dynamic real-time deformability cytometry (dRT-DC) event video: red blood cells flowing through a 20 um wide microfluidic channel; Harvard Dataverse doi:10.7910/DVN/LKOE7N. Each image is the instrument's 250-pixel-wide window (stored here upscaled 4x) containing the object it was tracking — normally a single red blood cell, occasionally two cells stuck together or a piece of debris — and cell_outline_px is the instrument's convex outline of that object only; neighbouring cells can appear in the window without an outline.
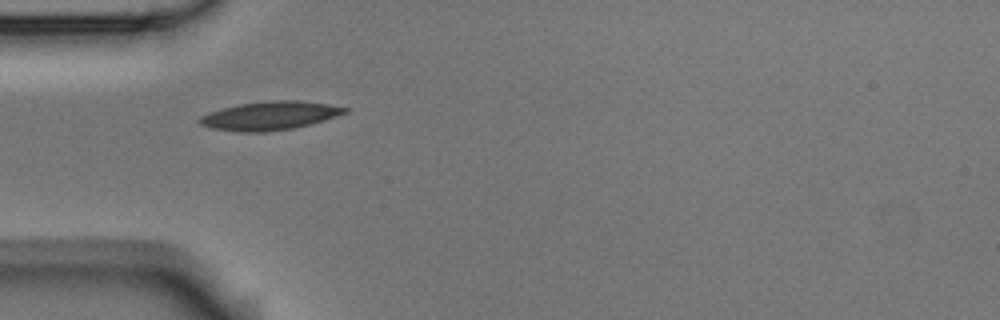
{"species": "Egyptian fruit bat (a non-hibernating species)", "species_latin": "Rousettus aegyptiacus", "temperature_condition": "room temperature", "stored_images_in_passage": 40, "camera_frame_rate_fps": 3000, "um_per_image_px": 0.085, "animal": {"sex": "male"}, "frame": {"image": 1, "passage_image": 1, "time_ms": 0.0, "image_size_px": [1000, 320], "cell_outline_px": [[348, 112], [336, 116], [308, 124], [292, 128], [264, 132], [240, 132], [212, 128], [200, 124], [196, 120], [200, 116], [208, 112], [240, 104], [268, 100], [300, 100], [328, 104], [348, 108]], "centroid_in_image_um": [22.9, 9.83], "position_along_channel_um": 62.1, "area_um2": 23.99}}
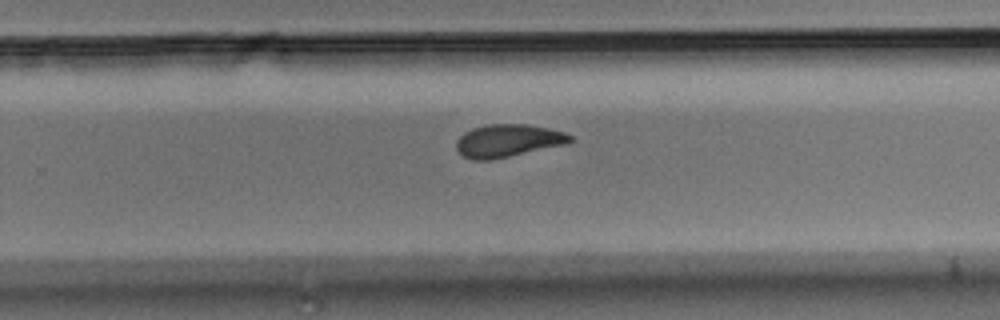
{"frame": {"image": 2, "passage_image": 20, "time_ms": 6.333, "image_size_px": [1000, 320], "cell_outline_px": [[572, 140], [568, 144], [488, 160], [472, 160], [464, 156], [456, 148], [456, 140], [464, 132], [472, 128], [488, 124], [528, 124], [548, 128], [564, 132], [572, 136]], "centroid_in_image_um": [43.17, 11.95], "position_along_channel_um": 286.6, "area_um2": 21.62}}
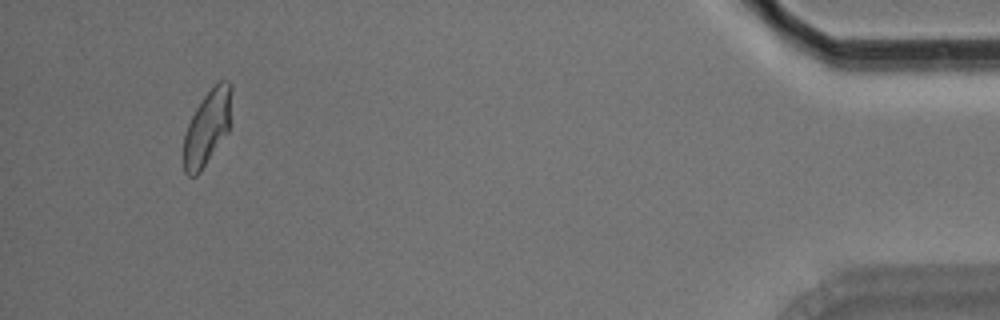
{"frame": {"image": 3, "passage_image": 37, "time_ms": 12.0, "image_size_px": [1000, 320], "cell_outline_px": [[232, 88], [228, 132], [200, 172], [196, 176], [188, 176], [184, 172], [184, 136], [188, 124], [196, 108], [204, 96], [220, 80], [228, 80], [232, 84]], "centroid_in_image_um": [17.62, 10.84], "position_along_channel_um": 417.6, "area_um2": 20.63}, "authors_computed_cell_mechanics": {"area_um2": 21.6172, "velocity_mm_per_s": 3.5641, "shape_relaxation_time_tau1_ms": 4.2757, "shape_relaxation_time_tau2_ms": 2.1818, "deformation_change_tau1": 0.1549, "deformation_change_tau2": 0.0753}}